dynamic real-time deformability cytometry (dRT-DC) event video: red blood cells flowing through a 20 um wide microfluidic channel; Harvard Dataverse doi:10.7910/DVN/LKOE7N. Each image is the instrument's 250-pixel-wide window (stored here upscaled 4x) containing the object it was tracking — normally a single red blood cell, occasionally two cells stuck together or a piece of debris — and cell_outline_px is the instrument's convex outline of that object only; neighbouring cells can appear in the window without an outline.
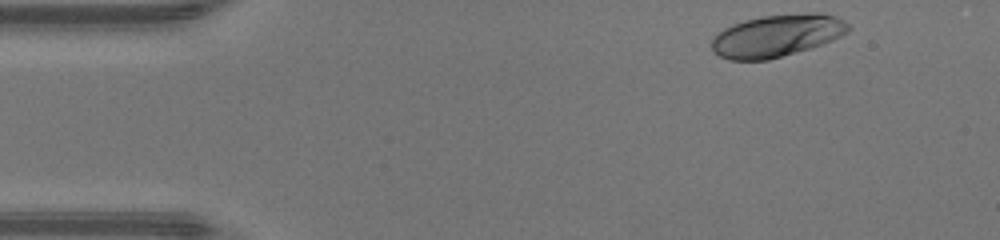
{"species": "human", "species_latin": "Homo sapiens", "temperature_condition": "warm", "stored_images_in_passage": 37, "camera_frame_rate_fps": 3000, "um_per_image_px": 0.085, "donor": {"sex": "male"}, "frame": {"image": 1, "passage_image": 1, "time_ms": 0.0, "image_size_px": [1000, 240], "cell_outline_px": [[852, 28], [848, 32], [832, 40], [812, 48], [768, 60], [728, 60], [720, 56], [712, 48], [712, 40], [716, 32], [732, 24], [744, 20], [764, 16], [812, 12], [820, 12], [836, 16], [848, 24]], "centroid_in_image_um": [66.05, 3.03], "position_along_channel_um": 19.0, "area_um2": 33.81}}
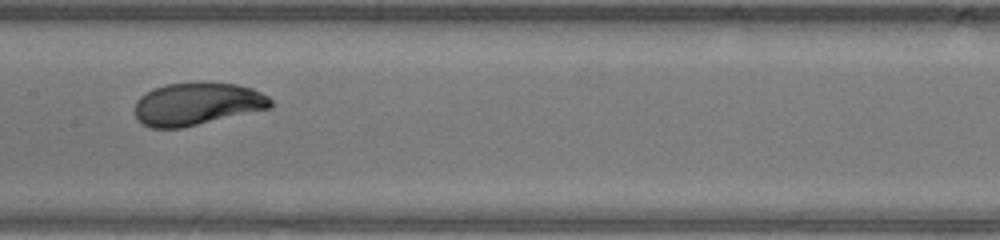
{"frame": {"image": 2, "passage_image": 19, "time_ms": 6.0, "image_size_px": [1000, 240], "cell_outline_px": [[272, 108], [180, 128], [152, 128], [144, 124], [136, 116], [136, 100], [140, 96], [152, 88], [164, 84], [196, 80], [200, 80], [236, 84], [252, 88], [268, 96], [272, 100]], "centroid_in_image_um": [16.77, 8.79], "position_along_channel_um": 190.6, "area_um2": 34.28}}
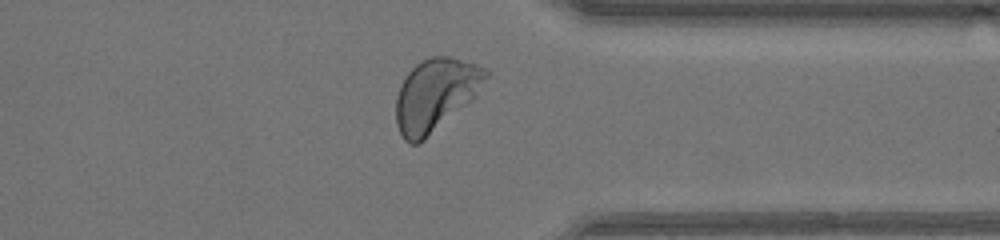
{"frame": {"image": 3, "passage_image": 32, "time_ms": 10.333, "image_size_px": [1000, 240], "cell_outline_px": [[492, 72], [476, 96], [472, 100], [424, 140], [416, 144], [412, 144], [404, 140], [396, 124], [396, 96], [408, 72], [416, 64], [432, 56], [452, 56], [488, 68]], "centroid_in_image_um": [37.06, 8.04], "position_along_channel_um": 374.3, "area_um2": 37.97}, "authors_computed_cell_mechanics": {"area_um2": 33.9864, "velocity_mm_per_s": 4.3701, "shape_relaxation_time_tau1_ms": 2.7783, "shape_relaxation_time_tau2_ms": null, "deformation_change_tau1": 0.1625, "deformation_change_tau2": null}}